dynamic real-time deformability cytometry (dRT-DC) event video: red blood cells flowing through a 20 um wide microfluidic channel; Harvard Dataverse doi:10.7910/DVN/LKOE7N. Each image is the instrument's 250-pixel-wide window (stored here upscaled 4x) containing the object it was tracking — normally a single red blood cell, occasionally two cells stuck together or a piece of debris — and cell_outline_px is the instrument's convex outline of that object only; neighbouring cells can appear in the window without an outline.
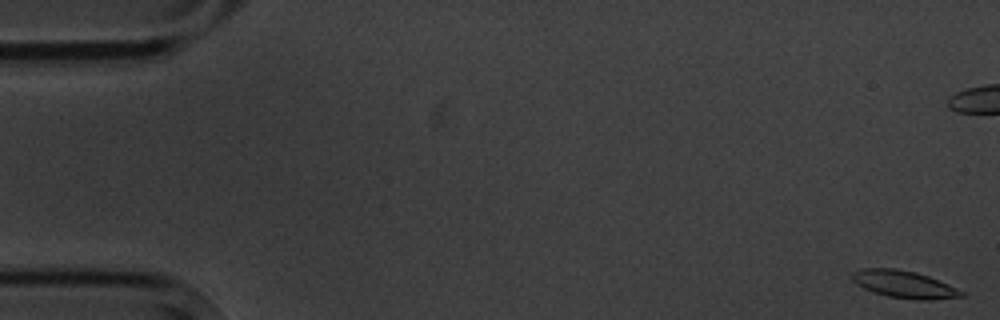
{"species": "common noctule bat (a hibernating species)", "species_latin": "Nyctalus noctula", "temperature_condition": "cold", "stored_images_in_passage": 11, "camera_frame_rate_fps": 3000, "um_per_image_px": 0.085, "animal": {"sex": "male", "body_mass_g": 20.1, "forearm_length_mm": 53.5}, "frame": {"image": 1, "passage_image": 1, "time_ms": 0.0, "image_size_px": [1000, 320], "cell_outline_px": [[964, 296], [932, 300], [916, 300], [888, 296], [872, 292], [856, 284], [852, 280], [852, 272], [864, 268], [896, 268], [916, 272], [928, 276], [964, 292]], "centroid_in_image_um": [76.81, 24.17], "position_along_channel_um": 8.2, "area_um2": 17.28}}
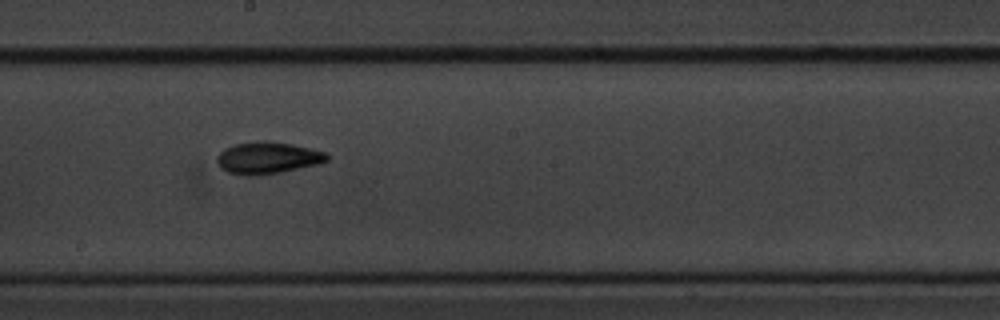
{"frame": {"image": 2, "passage_image": 10, "time_ms": 11.333, "image_size_px": [1000, 320], "cell_outline_px": [[328, 160], [320, 164], [280, 172], [256, 176], [244, 176], [228, 172], [220, 168], [216, 160], [216, 156], [224, 148], [236, 144], [260, 140], [264, 140], [292, 144], [328, 152]], "centroid_in_image_um": [22.74, 13.42], "position_along_channel_um": 225.5, "area_um2": 20.69}}
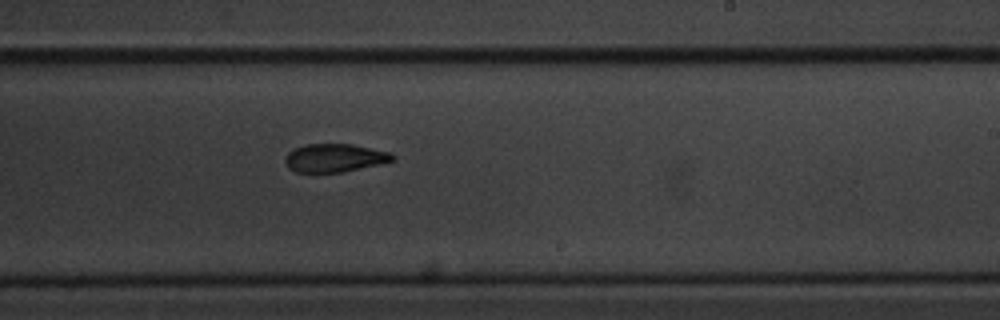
{"frame": {"image": 3, "passage_image": 11, "time_ms": 12.333, "image_size_px": [1000, 320], "cell_outline_px": [[396, 160], [384, 164], [340, 172], [296, 172], [288, 168], [284, 160], [284, 156], [292, 148], [308, 144], [352, 144], [388, 152], [396, 156]], "centroid_in_image_um": [28.44, 13.42], "position_along_channel_um": 260.6, "area_um2": 17.86}}